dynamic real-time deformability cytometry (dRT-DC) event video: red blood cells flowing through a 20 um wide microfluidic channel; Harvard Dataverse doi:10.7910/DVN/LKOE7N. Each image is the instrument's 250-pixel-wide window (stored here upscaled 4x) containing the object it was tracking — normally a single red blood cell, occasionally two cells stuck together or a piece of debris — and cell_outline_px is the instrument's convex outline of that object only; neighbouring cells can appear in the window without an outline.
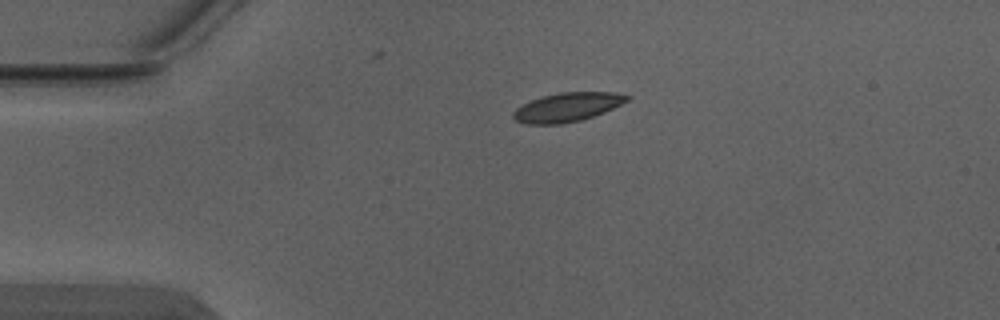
{"species": "Egyptian fruit bat (a non-hibernating species)", "species_latin": "Rousettus aegyptiacus", "temperature_condition": "warm", "stored_images_in_passage": 2, "camera_frame_rate_fps": 3000, "um_per_image_px": 0.085, "animal": {"sex": "male"}, "frame": {"image": 1, "passage_image": 1, "time_ms": 0.0, "image_size_px": [1000, 320], "cell_outline_px": [[632, 96], [628, 100], [604, 112], [580, 120], [560, 124], [524, 124], [516, 120], [512, 116], [512, 112], [516, 108], [532, 100], [544, 96], [560, 92], [616, 92]], "centroid_in_image_um": [48.21, 9.11], "position_along_channel_um": 36.8, "area_um2": 19.02}}